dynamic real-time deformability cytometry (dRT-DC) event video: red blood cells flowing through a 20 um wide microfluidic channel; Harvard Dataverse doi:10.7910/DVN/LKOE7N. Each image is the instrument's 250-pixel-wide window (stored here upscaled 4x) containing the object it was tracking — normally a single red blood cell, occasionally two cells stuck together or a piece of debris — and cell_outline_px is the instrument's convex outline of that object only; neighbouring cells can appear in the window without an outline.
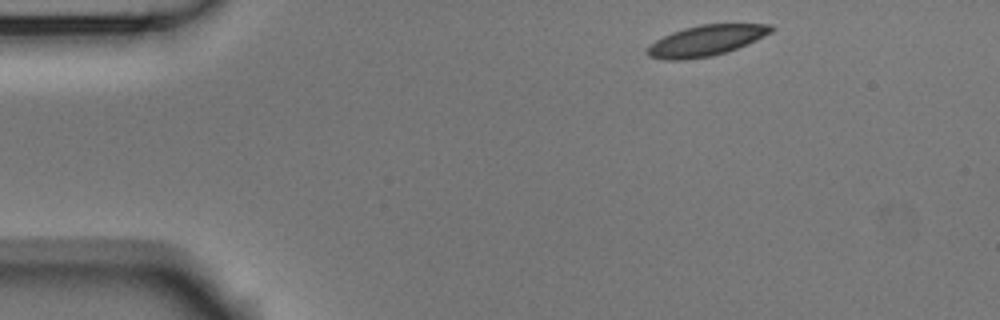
{"species": "Egyptian fruit bat (a non-hibernating species)", "species_latin": "Rousettus aegyptiacus", "temperature_condition": "room temperature", "stored_images_in_passage": 4, "camera_frame_rate_fps": 3000, "um_per_image_px": 0.085, "animal": {"sex": "male"}, "frame": {"image": 1, "passage_image": 1, "time_ms": 0.0, "image_size_px": [1000, 320], "cell_outline_px": [[776, 28], [772, 32], [748, 44], [712, 56], [684, 60], [664, 60], [648, 56], [644, 52], [648, 44], [672, 32], [684, 28], [700, 24], [772, 24]], "centroid_in_image_um": [59.98, 3.45], "position_along_channel_um": 25.0, "area_um2": 22.31}}
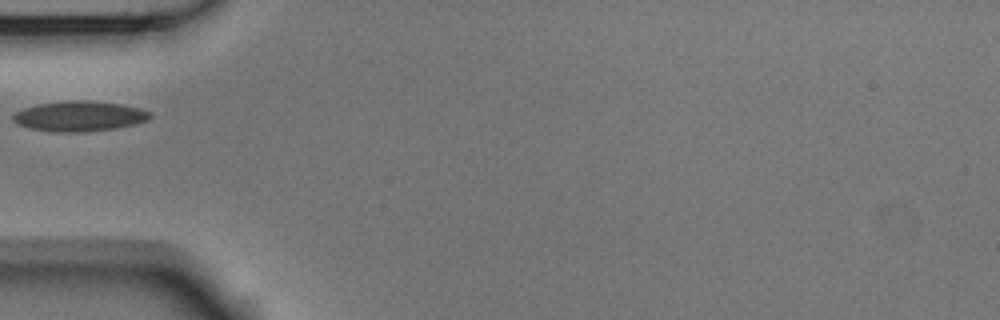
{"frame": {"image": 2, "passage_image": 4, "time_ms": 1.0, "image_size_px": [1000, 320], "cell_outline_px": [[152, 116], [148, 120], [116, 128], [84, 132], [56, 132], [28, 128], [16, 124], [12, 120], [12, 116], [16, 112], [24, 108], [40, 104], [72, 100], [88, 100], [120, 104], [140, 108], [152, 112]], "centroid_in_image_um": [6.74, 9.88], "position_along_channel_um": 78.3, "area_um2": 24.1}}